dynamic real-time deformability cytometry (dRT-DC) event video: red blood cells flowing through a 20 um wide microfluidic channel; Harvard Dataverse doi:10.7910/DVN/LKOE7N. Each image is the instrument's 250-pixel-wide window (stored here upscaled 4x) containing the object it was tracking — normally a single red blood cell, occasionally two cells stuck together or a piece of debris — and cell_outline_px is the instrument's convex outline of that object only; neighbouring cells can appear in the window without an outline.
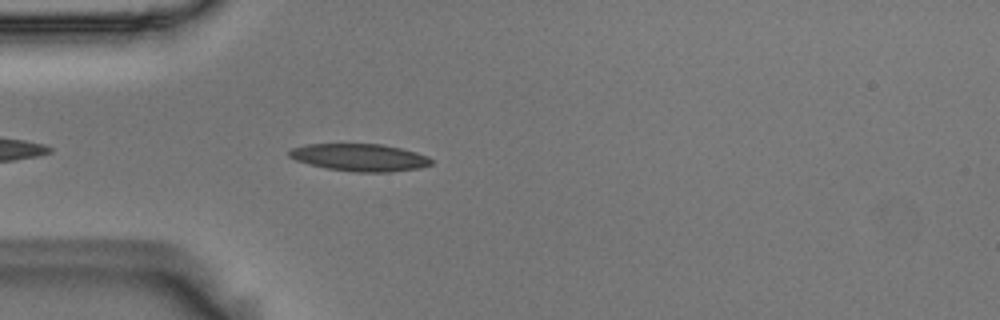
{"species": "Egyptian fruit bat (a non-hibernating species)", "species_latin": "Rousettus aegyptiacus", "temperature_condition": "room temperature", "stored_images_in_passage": 18, "camera_frame_rate_fps": 3000, "um_per_image_px": 0.085, "animal": {"sex": "male"}, "frame": {"image": 1, "passage_image": 4, "time_ms": 1.0, "image_size_px": [1000, 320], "cell_outline_px": [[432, 164], [420, 168], [388, 172], [356, 172], [328, 168], [308, 164], [296, 160], [288, 156], [288, 152], [292, 148], [308, 144], [380, 144], [400, 148], [416, 152], [428, 156], [432, 160]], "centroid_in_image_um": [30.58, 13.38], "position_along_channel_um": 54.4, "area_um2": 22.54}}
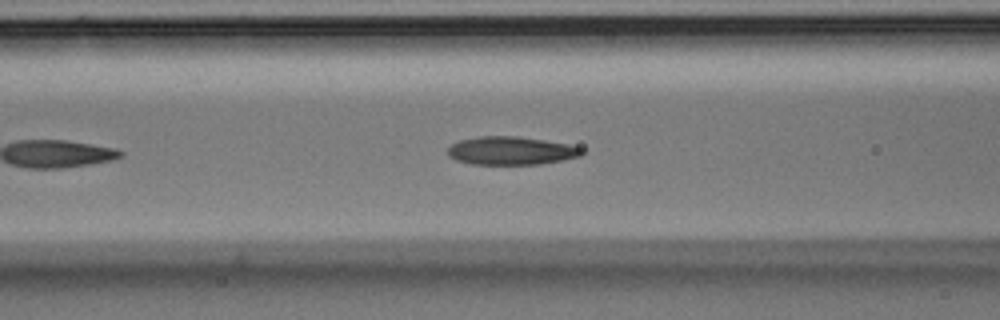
{"frame": {"image": 2, "passage_image": 10, "time_ms": 3.0, "image_size_px": [1000, 320], "cell_outline_px": [[584, 152], [580, 156], [564, 160], [540, 164], [472, 164], [456, 160], [448, 156], [448, 148], [452, 144], [460, 140], [480, 136], [516, 136], [544, 140], [568, 144], [584, 148]], "centroid_in_image_um": [43.46, 12.81], "position_along_channel_um": 123.1, "area_um2": 22.08}}
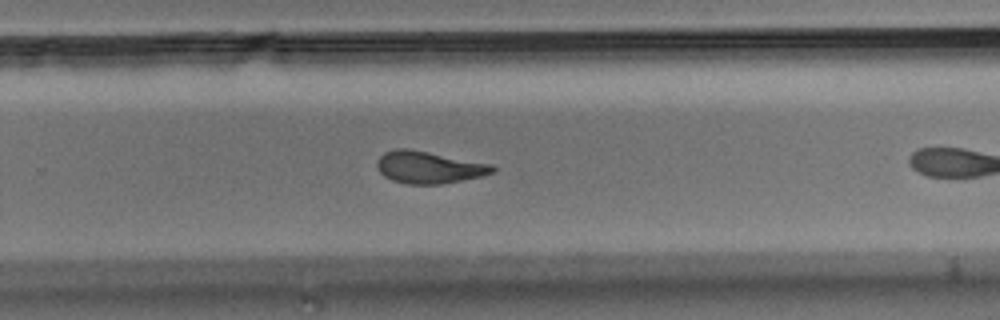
{"frame": {"image": 3, "passage_image": 17, "time_ms": 5.333, "image_size_px": [1000, 320], "cell_outline_px": [[496, 168], [492, 172], [480, 176], [440, 184], [408, 184], [392, 180], [384, 176], [380, 172], [376, 164], [380, 156], [384, 152], [392, 148], [408, 148], [492, 164]], "centroid_in_image_um": [36.41, 14.21], "position_along_channel_um": 293.4, "area_um2": 21.44}}